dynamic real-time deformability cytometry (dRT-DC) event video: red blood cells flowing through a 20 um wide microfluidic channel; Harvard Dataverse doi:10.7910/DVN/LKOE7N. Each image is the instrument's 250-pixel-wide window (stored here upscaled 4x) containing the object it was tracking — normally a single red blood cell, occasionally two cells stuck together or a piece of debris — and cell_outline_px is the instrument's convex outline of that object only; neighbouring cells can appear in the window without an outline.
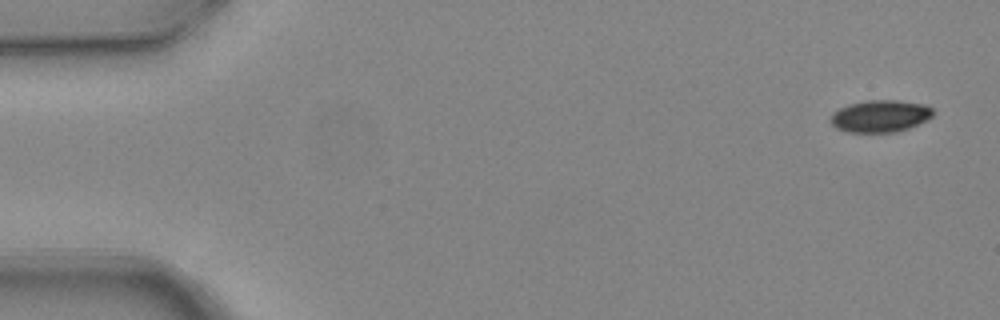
{"species": "common noctule bat (a hibernating species)", "species_latin": "Nyctalus noctula", "temperature_condition": "warm", "stored_images_in_passage": 5, "camera_frame_rate_fps": 3000, "um_per_image_px": 0.085, "animal": {"sex": "female", "body_mass_g": 24.6, "forearm_length_mm": 56.2}, "frame": {"image": 1, "passage_image": 1, "time_ms": 0.0, "image_size_px": [1000, 320], "cell_outline_px": [[932, 116], [928, 120], [908, 128], [896, 132], [848, 132], [836, 128], [832, 124], [832, 112], [848, 104], [868, 100], [896, 100], [924, 104], [932, 108]], "centroid_in_image_um": [74.83, 9.86], "position_along_channel_um": 10.2, "area_um2": 19.07}}
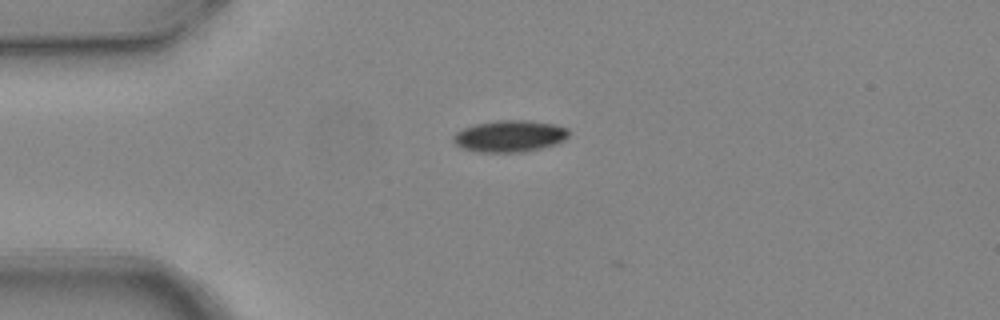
{"frame": {"image": 2, "passage_image": 4, "time_ms": 1.0, "image_size_px": [1000, 320], "cell_outline_px": [[568, 136], [564, 140], [556, 144], [524, 152], [476, 152], [460, 148], [452, 140], [452, 136], [456, 132], [464, 128], [476, 124], [496, 120], [528, 120], [552, 124], [568, 128]], "centroid_in_image_um": [43.29, 11.58], "position_along_channel_um": 41.7, "area_um2": 21.39}}